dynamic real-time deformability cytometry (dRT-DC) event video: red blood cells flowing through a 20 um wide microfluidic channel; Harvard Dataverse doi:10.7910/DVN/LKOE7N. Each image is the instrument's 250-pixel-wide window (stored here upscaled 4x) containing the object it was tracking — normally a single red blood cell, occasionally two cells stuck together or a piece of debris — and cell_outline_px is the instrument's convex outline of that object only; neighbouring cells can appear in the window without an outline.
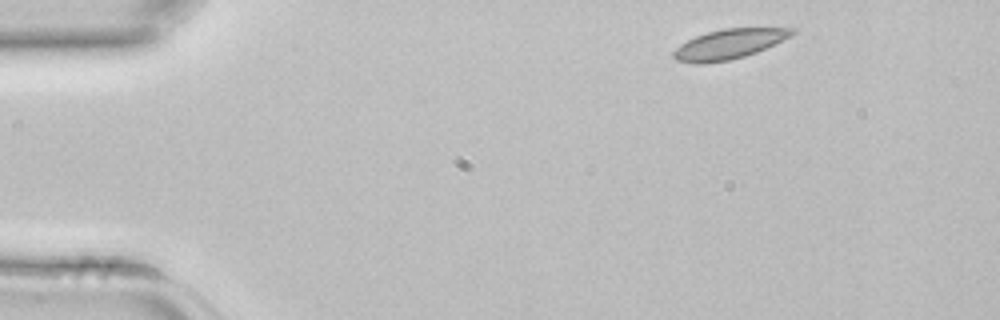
{"species": "common noctule bat (a hibernating species)", "species_latin": "Nyctalus noctula", "temperature_condition": "room temperature", "stored_images_in_passage": 2, "segment_of_instrument_passage": [2, 2], "camera_frame_rate_fps": 3000, "um_per_image_px": 0.085, "animal": {"sex": "female", "body_mass_g": 22.7, "forearm_length_mm": 54.2}, "frame": {"image": 1, "passage_image": 2, "time_ms": 0.333, "image_size_px": [1000, 320], "cell_outline_px": [[796, 32], [792, 36], [756, 52], [744, 56], [728, 60], [704, 64], [696, 64], [676, 60], [672, 56], [672, 52], [680, 44], [696, 36], [708, 32], [724, 28], [796, 28]], "centroid_in_image_um": [61.96, 3.75], "position_along_channel_um": 23.0, "area_um2": 20.52}}